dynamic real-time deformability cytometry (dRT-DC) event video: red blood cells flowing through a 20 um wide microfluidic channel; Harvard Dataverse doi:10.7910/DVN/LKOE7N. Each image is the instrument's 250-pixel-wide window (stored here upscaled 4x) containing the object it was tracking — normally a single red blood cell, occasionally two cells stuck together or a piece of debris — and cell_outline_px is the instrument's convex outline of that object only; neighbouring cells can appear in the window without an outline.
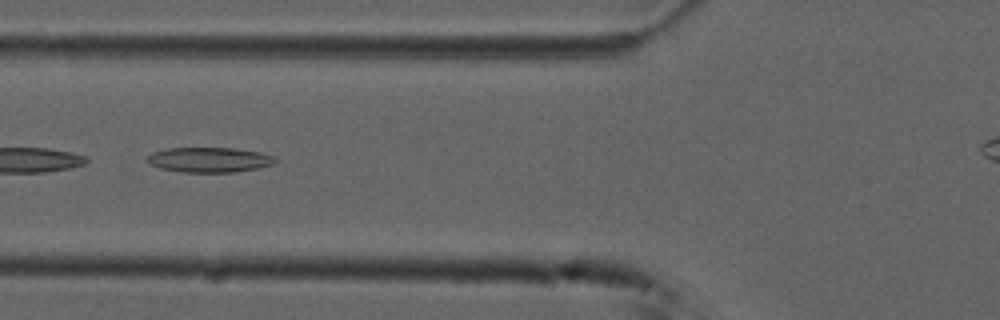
{"species": "common noctule bat (a hibernating species)", "species_latin": "Nyctalus noctula", "temperature_condition": "cold", "stored_images_in_passage": 7, "camera_frame_rate_fps": 3000, "um_per_image_px": 0.085, "animal": {"sex": "male", "forearm_length_mm": 52.5}, "frame": {"image": 1, "passage_image": 5, "time_ms": 1.333, "image_size_px": [1000, 320], "cell_outline_px": [[276, 164], [260, 168], [236, 172], [180, 172], [160, 168], [148, 164], [144, 160], [152, 152], [168, 148], [236, 148], [260, 152], [276, 156]], "centroid_in_image_um": [17.81, 13.58], "position_along_channel_um": 108.0, "area_um2": 19.02}}